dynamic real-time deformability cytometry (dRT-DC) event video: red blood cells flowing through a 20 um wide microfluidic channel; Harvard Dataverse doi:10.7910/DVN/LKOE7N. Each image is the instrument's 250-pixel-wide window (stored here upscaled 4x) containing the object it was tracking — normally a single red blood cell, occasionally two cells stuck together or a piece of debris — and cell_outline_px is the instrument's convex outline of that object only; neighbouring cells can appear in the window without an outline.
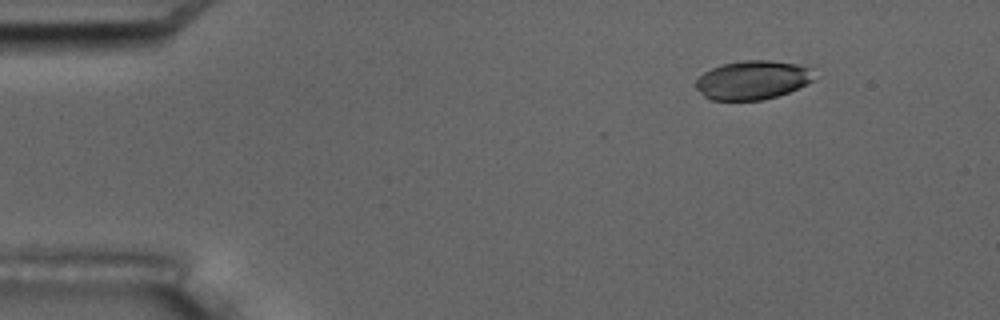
{"species": "common noctule bat (a hibernating species)", "species_latin": "Nyctalus noctula", "temperature_condition": "room temperature", "stored_images_in_passage": 3, "camera_frame_rate_fps": 3000, "um_per_image_px": 0.085, "animal": {"sex": "male", "body_mass_g": 17.5, "forearm_length_mm": 52.3}, "frame": {"image": 1, "passage_image": 3, "time_ms": 3.333, "image_size_px": [1000, 320], "cell_outline_px": [[816, 80], [788, 92], [776, 96], [760, 100], [712, 100], [704, 96], [696, 88], [696, 80], [704, 72], [712, 68], [724, 64], [740, 60], [768, 60], [796, 64], [812, 68]], "centroid_in_image_um": [63.99, 6.8], "position_along_channel_um": 21.0, "area_um2": 26.76}}